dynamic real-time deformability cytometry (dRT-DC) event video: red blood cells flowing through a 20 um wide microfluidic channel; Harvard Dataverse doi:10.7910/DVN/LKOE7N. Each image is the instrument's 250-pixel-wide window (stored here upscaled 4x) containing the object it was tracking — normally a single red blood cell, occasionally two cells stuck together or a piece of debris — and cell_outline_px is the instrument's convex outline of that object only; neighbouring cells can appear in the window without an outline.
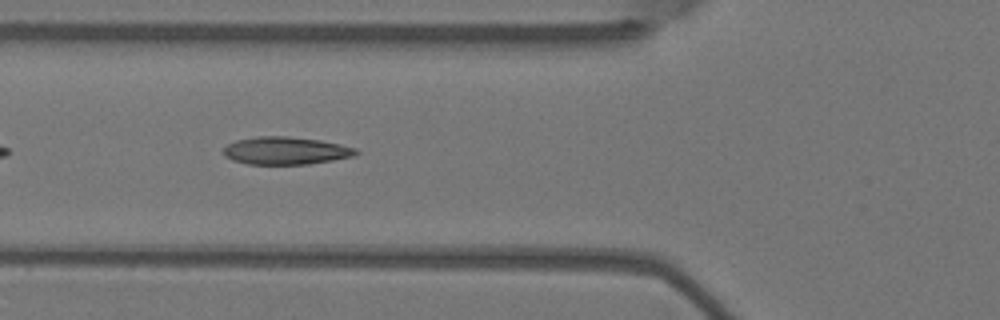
{"species": "Egyptian fruit bat (a non-hibernating species)", "species_latin": "Rousettus aegyptiacus", "temperature_condition": "warm", "stored_images_in_passage": 4, "camera_frame_rate_fps": 3000, "um_per_image_px": 0.085, "animal": {"sex": "female"}, "frame": {"image": 1, "passage_image": 4, "time_ms": 1.0, "image_size_px": [1000, 320], "cell_outline_px": [[360, 152], [356, 156], [308, 164], [248, 164], [232, 160], [224, 156], [224, 148], [228, 144], [236, 140], [256, 136], [288, 136], [320, 140], [340, 144], [356, 148]], "centroid_in_image_um": [24.3, 12.8], "position_along_channel_um": 101.5, "area_um2": 21.44}}